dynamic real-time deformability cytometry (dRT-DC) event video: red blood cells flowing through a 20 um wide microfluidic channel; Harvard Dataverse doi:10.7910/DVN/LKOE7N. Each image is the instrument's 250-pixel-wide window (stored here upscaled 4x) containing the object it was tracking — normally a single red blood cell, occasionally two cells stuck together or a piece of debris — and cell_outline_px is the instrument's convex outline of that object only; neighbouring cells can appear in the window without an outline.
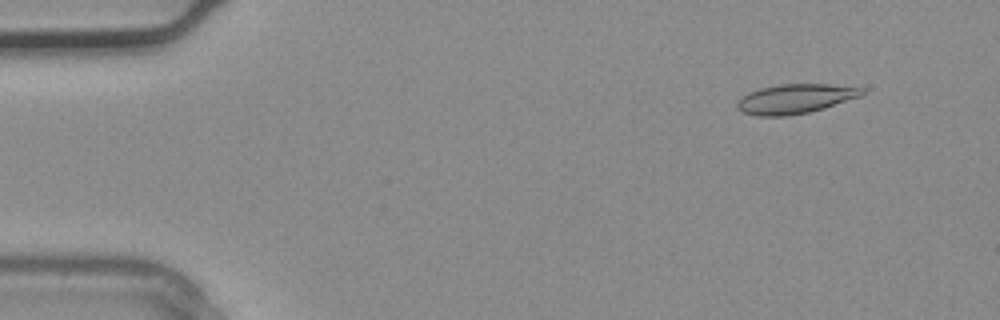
{"species": "common noctule bat (a hibernating species)", "species_latin": "Nyctalus noctula", "temperature_condition": "warm", "stored_images_in_passage": 2, "camera_frame_rate_fps": 3000, "um_per_image_px": 0.085, "animal": {"sex": "male", "body_mass_g": 20.4}, "frame": {"image": 1, "passage_image": 1, "time_ms": 0.0, "image_size_px": [1000, 320], "cell_outline_px": [[864, 92], [860, 96], [824, 108], [808, 112], [788, 116], [756, 116], [744, 112], [736, 108], [736, 104], [748, 92], [760, 88], [780, 84], [828, 84], [864, 88]], "centroid_in_image_um": [67.58, 8.4], "position_along_channel_um": 17.4, "area_um2": 21.27}}
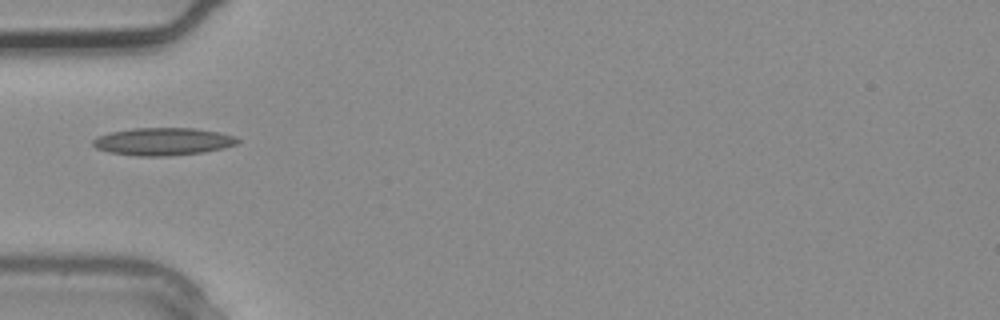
{"frame": {"image": 2, "passage_image": 2, "time_ms": 0.333, "image_size_px": [1000, 320], "cell_outline_px": [[240, 140], [236, 144], [224, 148], [204, 152], [168, 156], [136, 156], [108, 152], [96, 148], [92, 144], [92, 140], [100, 136], [112, 132], [132, 128], [192, 128], [220, 132], [232, 136]], "centroid_in_image_um": [13.85, 12.04], "position_along_channel_um": 71.2, "area_um2": 23.18}}